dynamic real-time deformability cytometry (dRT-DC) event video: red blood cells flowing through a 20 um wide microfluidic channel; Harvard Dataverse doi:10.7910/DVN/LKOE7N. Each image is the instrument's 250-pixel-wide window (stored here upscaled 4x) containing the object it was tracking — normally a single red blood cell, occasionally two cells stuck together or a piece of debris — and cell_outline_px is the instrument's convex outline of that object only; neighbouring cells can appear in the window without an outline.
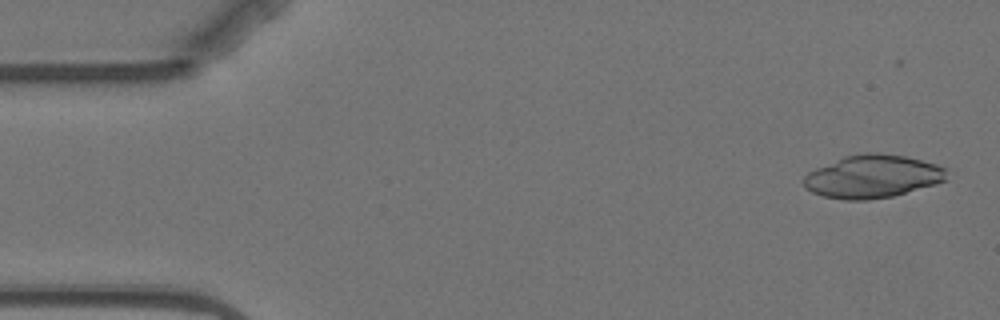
{"species": "Egyptian fruit bat (a non-hibernating species)", "species_latin": "Rousettus aegyptiacus", "temperature_condition": "warm", "stored_images_in_passage": 5, "camera_frame_rate_fps": 3000, "um_per_image_px": 0.085, "animal": {"sex": "female"}, "frame": {"image": 1, "passage_image": 1, "time_ms": 0.0, "image_size_px": [1000, 320], "cell_outline_px": [[948, 180], [936, 184], [892, 196], [868, 200], [844, 200], [824, 196], [812, 192], [804, 188], [804, 176], [808, 172], [816, 168], [844, 156], [864, 152], [876, 152], [904, 156], [936, 164], [948, 168]], "centroid_in_image_um": [74.19, 15.0], "position_along_channel_um": 10.8, "area_um2": 36.01}}